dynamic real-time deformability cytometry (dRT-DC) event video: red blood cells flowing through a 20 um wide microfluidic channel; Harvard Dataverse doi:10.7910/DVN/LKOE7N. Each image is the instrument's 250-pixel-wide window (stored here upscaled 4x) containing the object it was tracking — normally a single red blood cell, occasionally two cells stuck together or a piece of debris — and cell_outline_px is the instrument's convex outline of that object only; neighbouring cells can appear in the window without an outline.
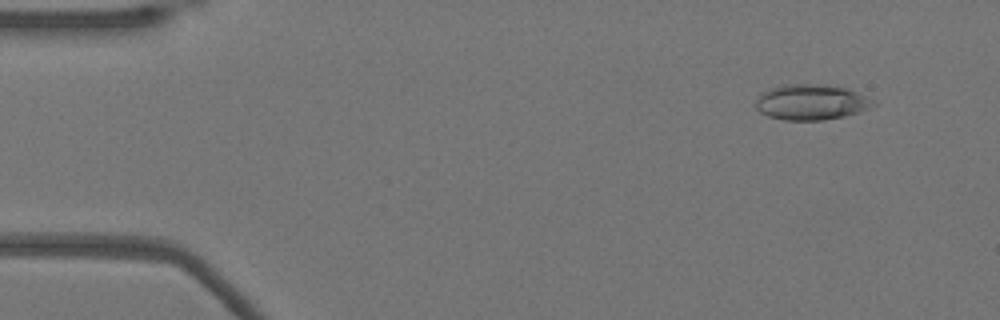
{"species": "Egyptian fruit bat (a non-hibernating species)", "species_latin": "Rousettus aegyptiacus", "temperature_condition": "warm", "stored_images_in_passage": 52, "camera_frame_rate_fps": 3000, "um_per_image_px": 0.085, "animal": {"sex": "female"}, "frame": {"image": 1, "passage_image": 5, "time_ms": 1.333, "image_size_px": [1000, 320], "cell_outline_px": [[876, 104], [860, 112], [844, 116], [824, 120], [784, 120], [768, 116], [760, 112], [756, 108], [756, 100], [760, 92], [784, 84], [808, 84], [844, 88], [856, 92], [872, 100]], "centroid_in_image_um": [68.9, 8.7], "position_along_channel_um": 16.1, "area_um2": 23.99}}
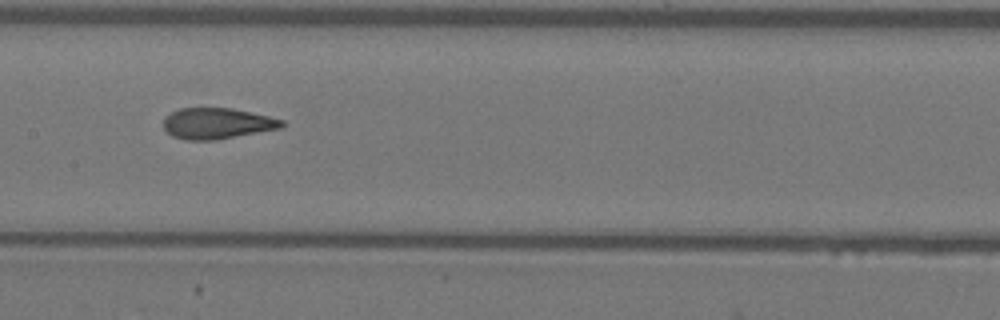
{"frame": {"image": 2, "passage_image": 26, "time_ms": 8.333, "image_size_px": [1000, 320], "cell_outline_px": [[284, 128], [216, 140], [184, 140], [172, 136], [164, 128], [164, 116], [180, 108], [232, 108], [268, 116], [284, 120]], "centroid_in_image_um": [18.47, 10.5], "position_along_channel_um": 188.9, "area_um2": 21.5}}
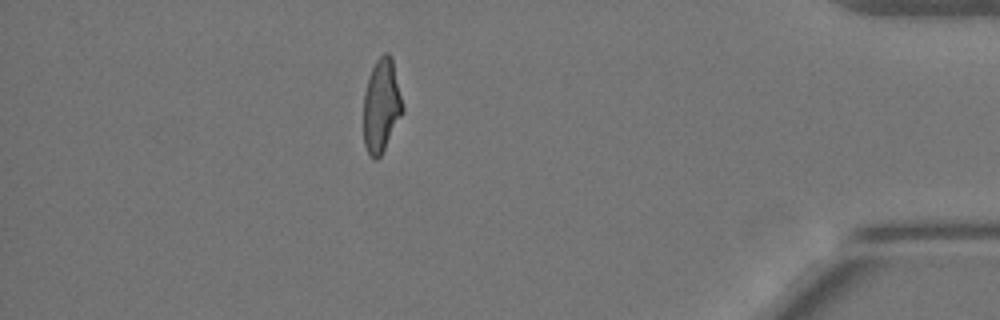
{"frame": {"image": 3, "passage_image": 46, "time_ms": 15.0, "image_size_px": [1000, 320], "cell_outline_px": [[404, 112], [380, 156], [376, 160], [372, 160], [364, 144], [364, 92], [368, 76], [376, 60], [384, 52], [388, 52], [392, 56], [404, 108]], "centroid_in_image_um": [32.42, 8.96], "position_along_channel_um": 402.8, "area_um2": 21.44}, "authors_computed_cell_mechanics": {"area_um2": 22.0507, "velocity_mm_per_s": 3.8847, "shape_relaxation_time_tau1_ms": 7.3793, "shape_relaxation_time_tau2_ms": 1.1787, "deformation_change_tau1": 0.2456, "deformation_change_tau2": 0.0822}}